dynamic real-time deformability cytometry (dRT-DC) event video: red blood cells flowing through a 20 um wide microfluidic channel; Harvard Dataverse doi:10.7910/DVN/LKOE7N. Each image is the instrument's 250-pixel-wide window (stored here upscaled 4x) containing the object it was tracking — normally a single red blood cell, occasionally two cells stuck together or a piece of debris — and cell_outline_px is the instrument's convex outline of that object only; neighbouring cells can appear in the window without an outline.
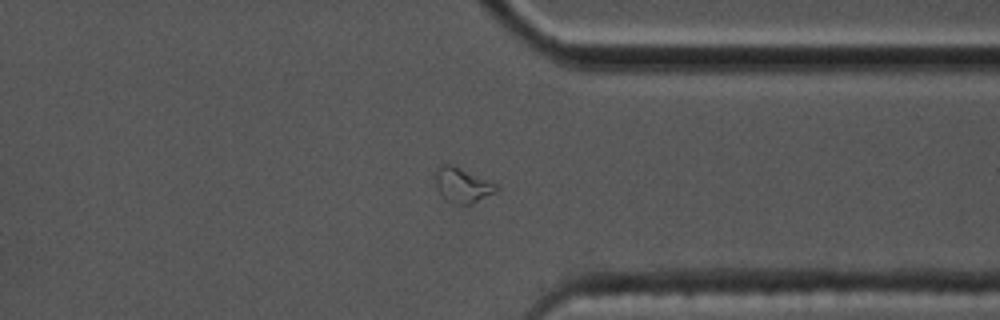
{"species": "common noctule bat (a hibernating species)", "species_latin": "Nyctalus noctula", "temperature_condition": "cold", "stored_images_in_passage": 55, "camera_frame_rate_fps": 3000, "um_per_image_px": 0.085, "animal": {"sex": "male", "body_mass_g": 17.5, "forearm_length_mm": 52.3}, "frame": {"image": 1, "passage_image": 42, "time_ms": 13.667, "image_size_px": [1000, 320], "cell_outline_px": [[500, 188], [496, 192], [464, 208], [448, 200], [436, 188], [432, 176], [436, 168], [440, 164], [456, 164], [496, 184]], "centroid_in_image_um": [39.27, 15.72], "position_along_channel_um": 372.1, "area_um2": 13.01}}
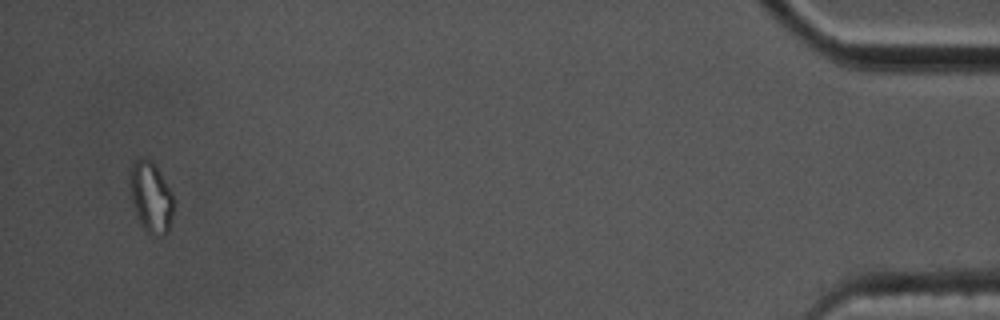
{"frame": {"image": 2, "passage_image": 53, "time_ms": 17.333, "image_size_px": [1000, 320], "cell_outline_px": [[176, 204], [168, 232], [164, 236], [148, 236], [140, 224], [132, 200], [132, 164], [136, 160], [144, 156], [152, 160], [172, 192]], "centroid_in_image_um": [12.9, 16.83], "position_along_channel_um": 422.3, "area_um2": 18.09}}